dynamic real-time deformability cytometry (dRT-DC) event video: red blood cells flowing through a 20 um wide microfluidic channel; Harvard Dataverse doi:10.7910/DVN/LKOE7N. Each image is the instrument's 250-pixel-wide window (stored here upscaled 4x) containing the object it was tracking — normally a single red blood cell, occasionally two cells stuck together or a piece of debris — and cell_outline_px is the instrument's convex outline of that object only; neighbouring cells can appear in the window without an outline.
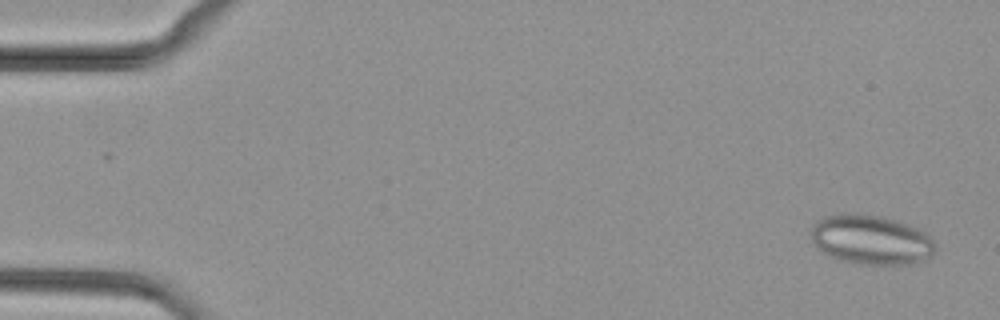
{"species": "common noctule bat (a hibernating species)", "species_latin": "Nyctalus noctula", "temperature_condition": "cold", "stored_images_in_passage": 9, "camera_frame_rate_fps": 3000, "um_per_image_px": 0.085, "animal": {"sex": "female", "body_mass_g": 29.2, "forearm_length_mm": 56.3}, "frame": {"image": 1, "passage_image": 1, "time_ms": 0.0, "image_size_px": [1000, 320], "cell_outline_px": [[936, 248], [932, 256], [924, 260], [912, 264], [860, 264], [840, 260], [820, 252], [812, 244], [812, 228], [816, 220], [824, 216], [840, 212], [860, 212], [884, 216], [896, 220], [916, 228], [924, 232], [932, 240]], "centroid_in_image_um": [73.99, 20.35], "position_along_channel_um": 11.0, "area_um2": 36.47}}